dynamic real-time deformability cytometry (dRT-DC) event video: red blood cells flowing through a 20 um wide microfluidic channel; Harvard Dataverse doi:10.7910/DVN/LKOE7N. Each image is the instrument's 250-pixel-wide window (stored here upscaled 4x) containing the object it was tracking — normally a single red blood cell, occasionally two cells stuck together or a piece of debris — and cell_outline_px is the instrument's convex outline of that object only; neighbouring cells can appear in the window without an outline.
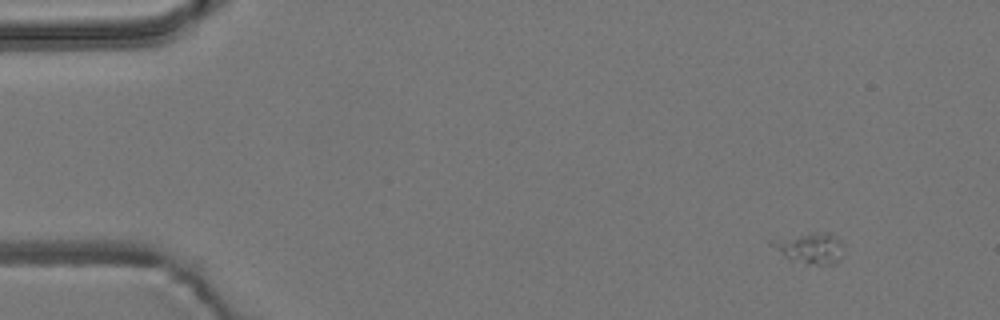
{"species": "common noctule bat (a hibernating species)", "species_latin": "Nyctalus noctula", "temperature_condition": "room temperature", "stored_images_in_passage": 6, "camera_frame_rate_fps": 3000, "um_per_image_px": 0.085, "animal": {"sex": "male", "body_mass_g": 19.2, "forearm_length_mm": 51.8}, "frame": {"image": 1, "passage_image": 1, "time_ms": 0.0, "image_size_px": [1000, 320], "cell_outline_px": [[844, 248], [836, 264], [804, 264], [792, 260], [776, 248], [772, 244], [800, 236], [816, 232], [824, 232], [832, 236], [844, 244]], "centroid_in_image_um": [69.04, 21.15], "position_along_channel_um": 16.0, "area_um2": 11.68}}
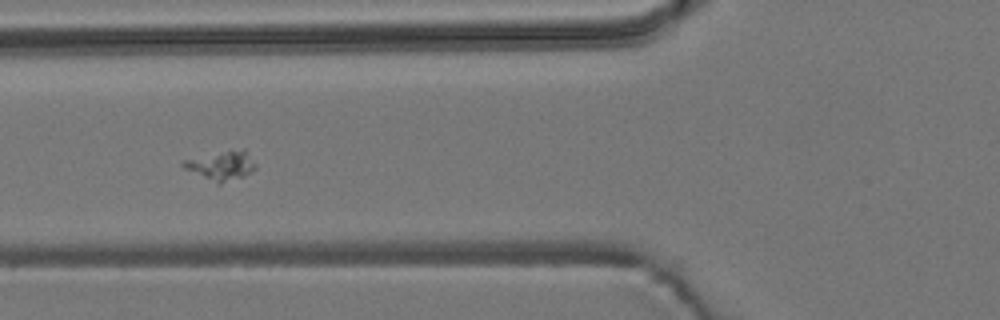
{"frame": {"image": 2, "passage_image": 5, "time_ms": 5.333, "image_size_px": [1000, 320], "cell_outline_px": [[256, 168], [252, 172], [244, 176], [220, 184], [216, 184], [184, 168], [180, 164], [180, 160], [244, 148], [256, 164]], "centroid_in_image_um": [18.81, 14.09], "position_along_channel_um": 107.0, "area_um2": 12.25}}
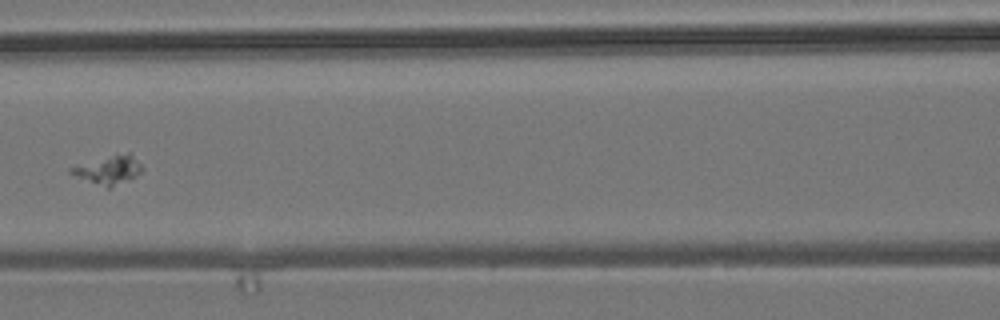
{"frame": {"image": 3, "passage_image": 6, "time_ms": 6.667, "image_size_px": [1000, 320], "cell_outline_px": [[144, 168], [136, 176], [108, 188], [76, 176], [68, 172], [68, 168], [112, 156], [128, 152], [132, 152]], "centroid_in_image_um": [9.28, 14.43], "position_along_channel_um": 157.3, "area_um2": 11.33}}